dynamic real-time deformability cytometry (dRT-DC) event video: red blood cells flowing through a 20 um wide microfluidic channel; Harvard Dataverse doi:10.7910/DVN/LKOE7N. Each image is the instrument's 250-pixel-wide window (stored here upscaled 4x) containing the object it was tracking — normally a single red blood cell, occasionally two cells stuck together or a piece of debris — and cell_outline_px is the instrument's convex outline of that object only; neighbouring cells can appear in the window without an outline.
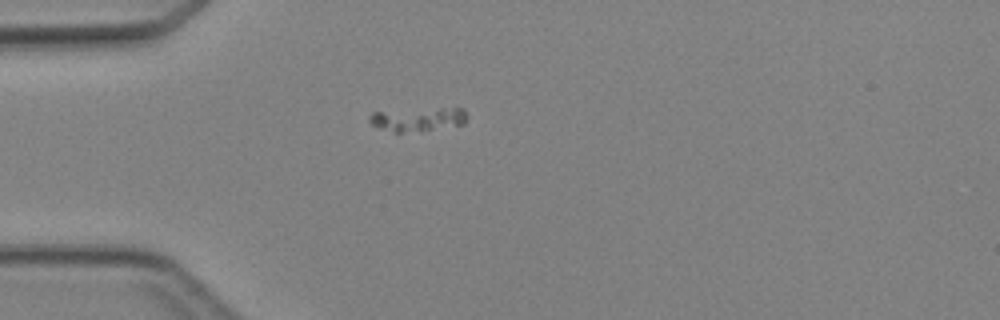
{"species": "Egyptian fruit bat (a non-hibernating species)", "species_latin": "Rousettus aegyptiacus", "temperature_condition": "cold", "stored_images_in_passage": 2, "camera_frame_rate_fps": 3000, "um_per_image_px": 0.085, "animal": {"sex": "female"}, "frame": {"image": 1, "passage_image": 1, "time_ms": 0.0, "image_size_px": [1000, 320], "cell_outline_px": [[468, 116], [464, 124], [400, 132], [392, 132], [380, 128], [372, 124], [368, 120], [368, 116], [372, 112], [440, 108], [464, 108]], "centroid_in_image_um": [35.52, 10.11], "position_along_channel_um": 49.5, "area_um2": 13.06}}